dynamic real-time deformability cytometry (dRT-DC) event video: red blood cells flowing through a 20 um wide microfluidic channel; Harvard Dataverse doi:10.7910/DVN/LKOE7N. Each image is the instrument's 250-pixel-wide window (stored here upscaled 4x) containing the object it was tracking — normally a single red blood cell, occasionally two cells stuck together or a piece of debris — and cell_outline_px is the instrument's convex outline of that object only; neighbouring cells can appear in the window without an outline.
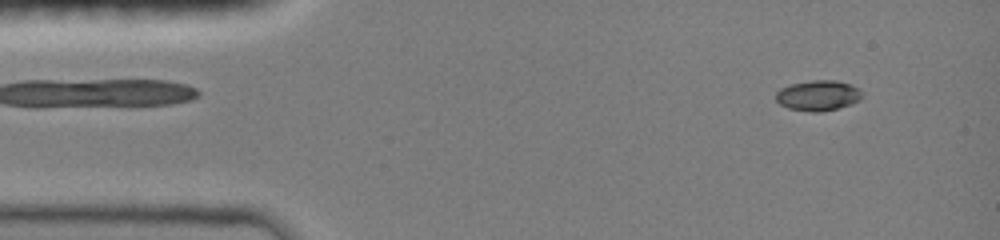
{"species": "common noctule bat (a hibernating species)", "species_latin": "Nyctalus noctula", "temperature_condition": "room temperature", "stored_images_in_passage": 35, "camera_frame_rate_fps": 3000, "um_per_image_px": 0.085, "animal": {"sex": "female", "body_mass_g": 19.0, "forearm_length_mm": 51.5}, "frame": {"image": 1, "passage_image": 6, "time_ms": 1.0, "image_size_px": [1000, 240], "cell_outline_px": [[860, 100], [836, 108], [820, 112], [812, 112], [788, 108], [780, 104], [776, 100], [776, 92], [780, 88], [792, 84], [812, 80], [836, 80], [852, 84], [860, 92]], "centroid_in_image_um": [69.49, 8.11], "position_along_channel_um": 15.5, "area_um2": 15.03}}
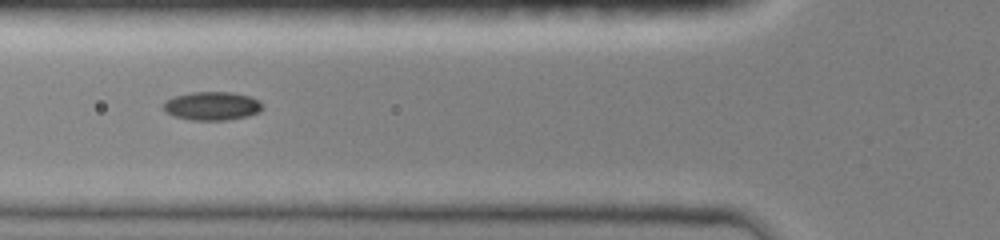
{"frame": {"image": 2, "passage_image": 27, "time_ms": 5.333, "image_size_px": [1000, 240], "cell_outline_px": [[264, 108], [260, 112], [248, 116], [228, 120], [192, 120], [172, 116], [164, 108], [164, 104], [168, 100], [176, 96], [192, 92], [232, 92], [248, 96], [260, 100]], "centroid_in_image_um": [18.09, 9.01], "position_along_channel_um": 107.7, "area_um2": 16.42}}
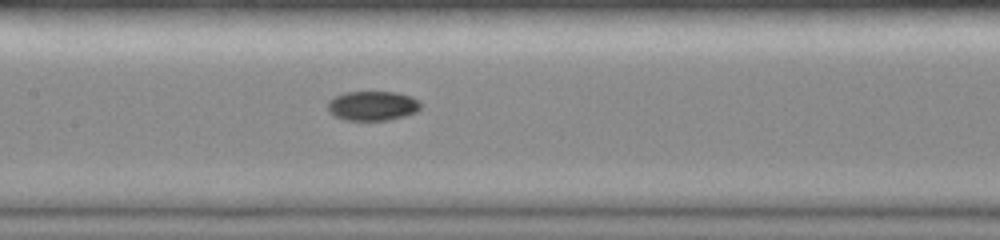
{"frame": {"image": 3, "passage_image": 35, "time_ms": 7.0, "image_size_px": [1000, 240], "cell_outline_px": [[420, 108], [416, 112], [404, 116], [388, 120], [344, 120], [336, 116], [328, 108], [328, 100], [344, 92], [396, 92], [412, 96], [420, 100]], "centroid_in_image_um": [31.7, 8.98], "position_along_channel_um": 175.7, "area_um2": 15.95}}